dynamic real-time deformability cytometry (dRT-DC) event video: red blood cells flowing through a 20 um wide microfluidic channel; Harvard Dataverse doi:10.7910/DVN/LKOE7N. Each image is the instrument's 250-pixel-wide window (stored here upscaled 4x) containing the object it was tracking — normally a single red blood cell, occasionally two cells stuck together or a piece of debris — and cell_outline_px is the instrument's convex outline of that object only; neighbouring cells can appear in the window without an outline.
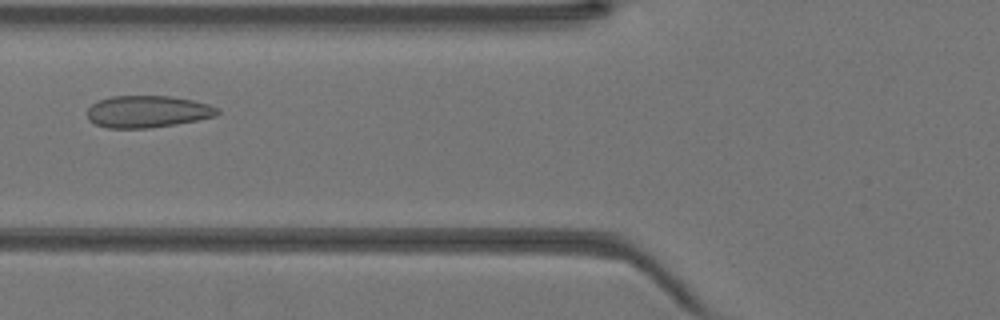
{"species": "Egyptian fruit bat (a non-hibernating species)", "species_latin": "Rousettus aegyptiacus", "temperature_condition": "warm", "stored_images_in_passage": 38, "camera_frame_rate_fps": 3000, "um_per_image_px": 0.085, "animal": {"sex": "female"}, "frame": {"image": 1, "passage_image": 12, "time_ms": 3.667, "image_size_px": [1000, 320], "cell_outline_px": [[220, 112], [216, 116], [176, 124], [148, 128], [108, 128], [96, 124], [88, 120], [88, 108], [92, 104], [100, 100], [112, 96], [168, 96], [192, 100], [208, 104], [220, 108]], "centroid_in_image_um": [12.55, 9.49], "position_along_channel_um": 113.2, "area_um2": 24.16}}
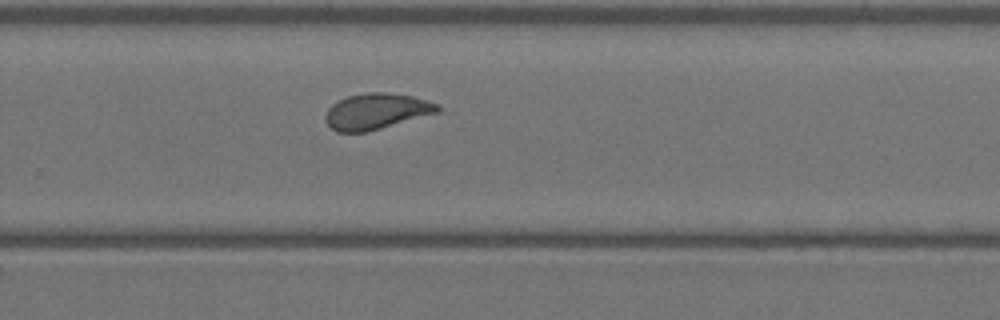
{"frame": {"image": 2, "passage_image": 24, "time_ms": 7.667, "image_size_px": [1000, 320], "cell_outline_px": [[440, 112], [368, 132], [336, 132], [328, 124], [324, 116], [328, 108], [332, 104], [348, 96], [364, 92], [388, 92], [412, 96], [440, 104]], "centroid_in_image_um": [32.01, 9.46], "position_along_channel_um": 297.8, "area_um2": 23.64}}
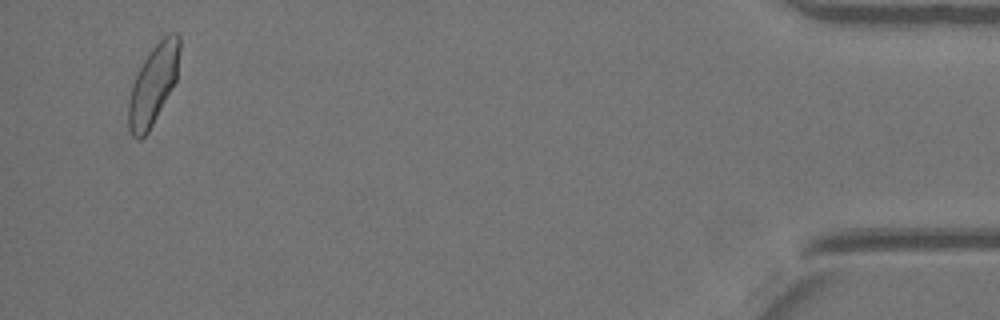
{"frame": {"image": 3, "passage_image": 37, "time_ms": 12.0, "image_size_px": [1000, 320], "cell_outline_px": [[180, 52], [176, 80], [172, 88], [148, 132], [140, 140], [136, 140], [132, 136], [128, 128], [128, 100], [132, 84], [144, 60], [152, 48], [168, 32], [176, 32], [180, 36]], "centroid_in_image_um": [13.02, 7.19], "position_along_channel_um": 422.2, "area_um2": 23.64}}